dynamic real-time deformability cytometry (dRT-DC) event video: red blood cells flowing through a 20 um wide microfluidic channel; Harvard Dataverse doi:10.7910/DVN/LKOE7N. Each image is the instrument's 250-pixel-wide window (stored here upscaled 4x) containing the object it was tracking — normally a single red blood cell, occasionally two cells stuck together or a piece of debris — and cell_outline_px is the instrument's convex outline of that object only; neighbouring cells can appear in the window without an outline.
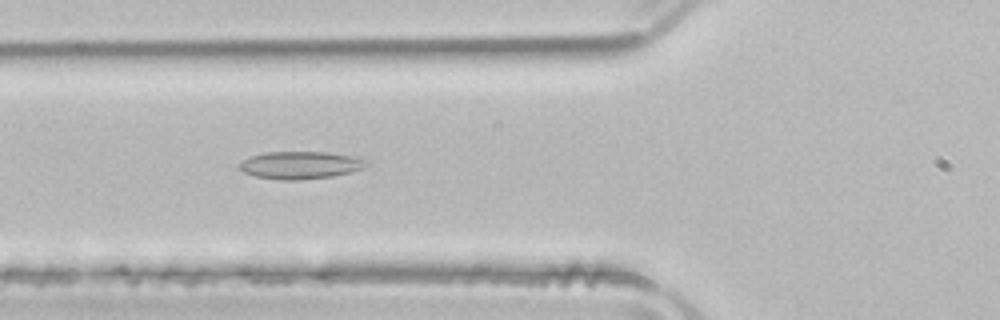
{"species": "common noctule bat (a hibernating species)", "species_latin": "Nyctalus noctula", "temperature_condition": "room temperature", "stored_images_in_passage": 37, "camera_frame_rate_fps": 3000, "um_per_image_px": 0.085, "animal": {"sex": "male", "body_mass_g": 21.5, "forearm_length_mm": 52.0}, "frame": {"image": 1, "passage_image": 5, "time_ms": 1.333, "image_size_px": [1000, 320], "cell_outline_px": [[368, 164], [364, 168], [332, 176], [296, 180], [280, 180], [256, 176], [244, 172], [236, 168], [244, 160], [252, 156], [264, 152], [328, 152], [348, 156], [364, 160]], "centroid_in_image_um": [25.47, 14.04], "position_along_channel_um": 100.3, "area_um2": 20.0}}
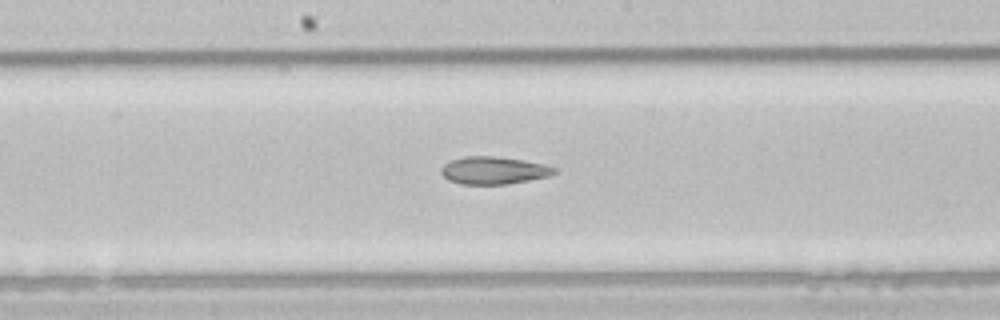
{"frame": {"image": 2, "passage_image": 13, "time_ms": 4.0, "image_size_px": [1000, 320], "cell_outline_px": [[560, 168], [556, 172], [548, 176], [508, 184], [460, 184], [448, 180], [440, 172], [440, 168], [444, 164], [452, 160], [464, 156], [496, 156], [544, 164]], "centroid_in_image_um": [41.96, 14.48], "position_along_channel_um": 206.2, "area_um2": 18.15}}
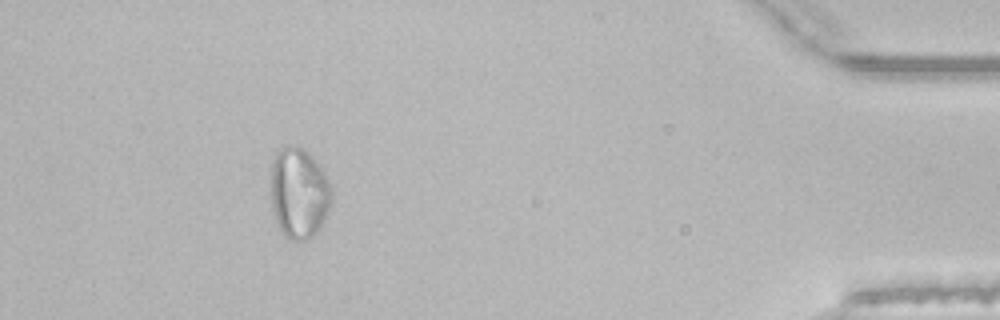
{"frame": {"image": 3, "passage_image": 33, "time_ms": 10.667, "image_size_px": [1000, 320], "cell_outline_px": [[332, 200], [320, 228], [308, 240], [292, 240], [280, 228], [276, 220], [272, 208], [272, 164], [276, 152], [280, 148], [292, 144], [304, 148], [308, 152], [324, 172], [332, 184]], "centroid_in_image_um": [25.44, 16.38], "position_along_channel_um": 409.8, "area_um2": 31.96}, "authors_computed_cell_mechanics": {"area_um2": 19.4208, "velocity_mm_per_s": 3.9472, "shape_relaxation_time_tau1_ms": null, "shape_relaxation_time_tau2_ms": 4.9492, "deformation_change_tau1": null, "deformation_change_tau2": 0.1332}}